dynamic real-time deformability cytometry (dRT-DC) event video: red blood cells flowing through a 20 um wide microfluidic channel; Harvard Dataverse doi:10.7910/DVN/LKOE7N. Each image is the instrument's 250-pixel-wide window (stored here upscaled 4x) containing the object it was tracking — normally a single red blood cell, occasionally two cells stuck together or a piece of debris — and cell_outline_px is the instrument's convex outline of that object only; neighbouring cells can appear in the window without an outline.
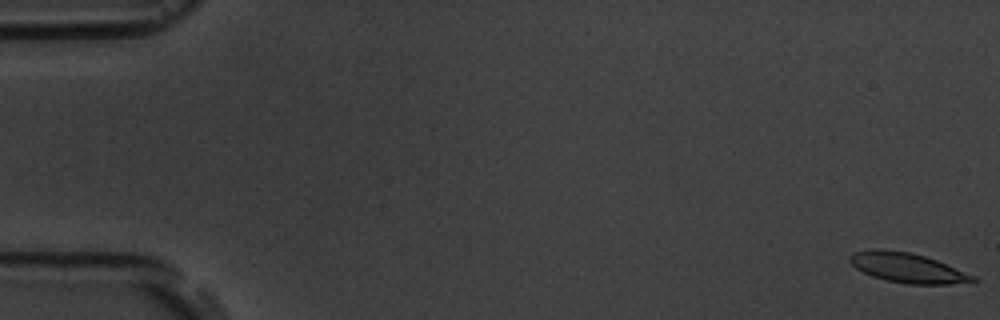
{"species": "common noctule bat (a hibernating species)", "species_latin": "Nyctalus noctula", "temperature_condition": "room temperature", "stored_images_in_passage": 7, "camera_frame_rate_fps": 3000, "um_per_image_px": 0.085, "animal": {"sex": "male", "body_mass_g": 19.5, "forearm_length_mm": 54.6}, "frame": {"image": 1, "passage_image": 1, "time_ms": 0.0, "image_size_px": [1000, 320], "cell_outline_px": [[976, 284], [908, 284], [888, 280], [872, 276], [856, 268], [848, 260], [848, 256], [856, 252], [876, 248], [880, 248], [908, 252], [924, 256], [936, 260], [976, 276]], "centroid_in_image_um": [77.19, 22.77], "position_along_channel_um": 7.8, "area_um2": 21.39}}
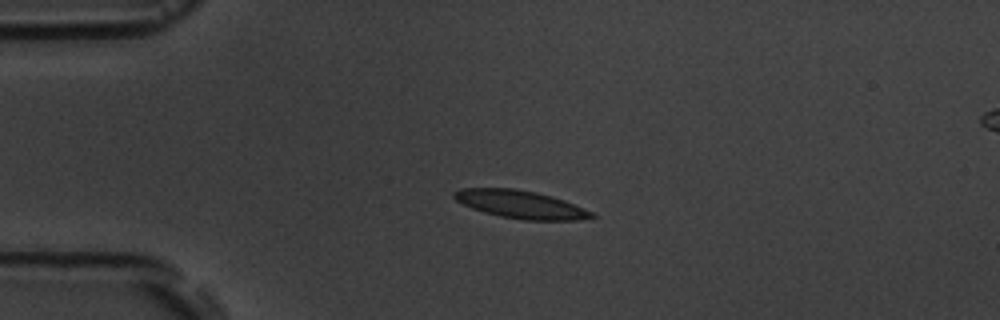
{"frame": {"image": 2, "passage_image": 5, "time_ms": 4.333, "image_size_px": [1000, 320], "cell_outline_px": [[596, 216], [580, 220], [524, 220], [500, 216], [484, 212], [472, 208], [456, 200], [452, 196], [452, 192], [460, 188], [516, 188], [536, 192], [552, 196], [564, 200], [584, 208], [592, 212]], "centroid_in_image_um": [44.24, 17.36], "position_along_channel_um": 40.8, "area_um2": 22.37}}
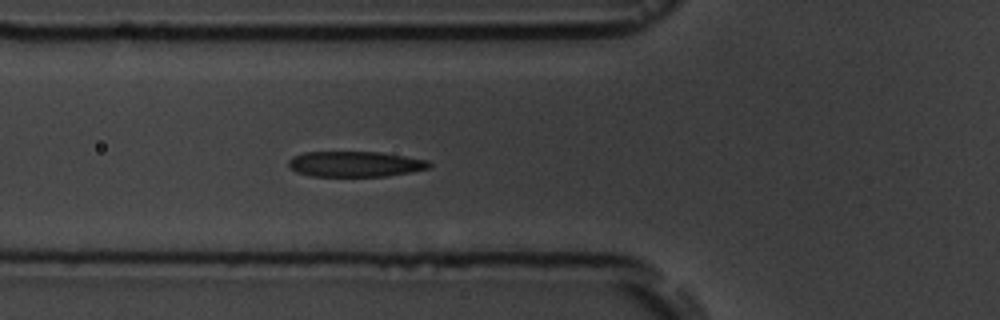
{"frame": {"image": 3, "passage_image": 7, "time_ms": 6.667, "image_size_px": [1000, 320], "cell_outline_px": [[432, 164], [428, 168], [408, 172], [384, 176], [312, 176], [296, 172], [288, 164], [288, 160], [292, 156], [304, 152], [380, 152], [428, 160]], "centroid_in_image_um": [30.15, 13.94], "position_along_channel_um": 95.6, "area_um2": 20.75}}